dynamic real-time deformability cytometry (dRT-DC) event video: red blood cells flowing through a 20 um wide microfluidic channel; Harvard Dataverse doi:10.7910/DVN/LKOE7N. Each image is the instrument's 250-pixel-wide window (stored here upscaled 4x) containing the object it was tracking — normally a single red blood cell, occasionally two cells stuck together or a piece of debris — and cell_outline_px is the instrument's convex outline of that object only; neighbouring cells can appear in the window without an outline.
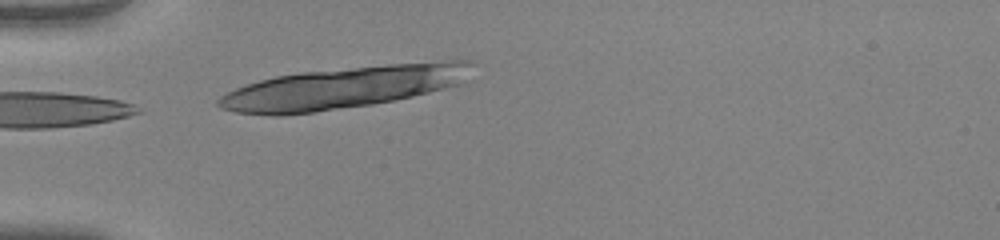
{"species": "human", "species_latin": "Homo sapiens", "temperature_condition": "warm", "stored_images_in_passage": 22, "camera_frame_rate_fps": 3000, "um_per_image_px": 0.085, "donor": {"sex": "female"}, "frame": {"image": 1, "passage_image": 1, "time_ms": 0.0, "image_size_px": [1000, 240], "cell_outline_px": [[472, 64], [460, 84], [412, 96], [372, 104], [316, 112], [280, 116], [272, 116], [236, 112], [220, 108], [216, 104], [216, 100], [220, 96], [236, 88], [260, 80], [276, 76], [300, 72], [388, 64], [448, 60], [472, 60]], "centroid_in_image_um": [29.1, 7.45], "position_along_channel_um": 55.9, "area_um2": 61.61}}